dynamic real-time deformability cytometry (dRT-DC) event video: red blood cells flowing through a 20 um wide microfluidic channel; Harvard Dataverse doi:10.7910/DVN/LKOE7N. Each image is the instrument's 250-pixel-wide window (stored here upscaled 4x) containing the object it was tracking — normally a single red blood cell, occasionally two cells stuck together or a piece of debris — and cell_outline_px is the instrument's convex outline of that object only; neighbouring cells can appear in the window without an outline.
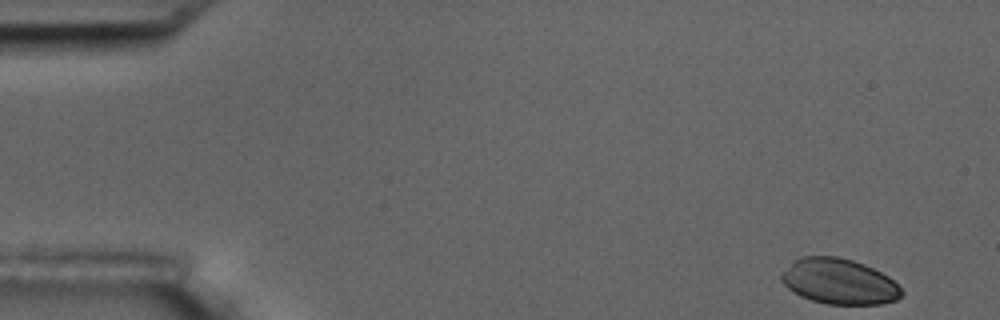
{"species": "common noctule bat (a hibernating species)", "species_latin": "Nyctalus noctula", "temperature_condition": "room temperature", "stored_images_in_passage": 5, "camera_frame_rate_fps": 3000, "um_per_image_px": 0.085, "animal": {"sex": "male", "body_mass_g": 17.5, "forearm_length_mm": 52.3}, "frame": {"image": 1, "passage_image": 1, "time_ms": 0.0, "image_size_px": [1000, 320], "cell_outline_px": [[904, 292], [896, 300], [880, 304], [828, 304], [812, 300], [800, 296], [788, 288], [780, 280], [780, 272], [800, 256], [836, 256], [852, 260], [864, 264], [888, 276]], "centroid_in_image_um": [71.29, 23.92], "position_along_channel_um": 13.7, "area_um2": 31.79}}